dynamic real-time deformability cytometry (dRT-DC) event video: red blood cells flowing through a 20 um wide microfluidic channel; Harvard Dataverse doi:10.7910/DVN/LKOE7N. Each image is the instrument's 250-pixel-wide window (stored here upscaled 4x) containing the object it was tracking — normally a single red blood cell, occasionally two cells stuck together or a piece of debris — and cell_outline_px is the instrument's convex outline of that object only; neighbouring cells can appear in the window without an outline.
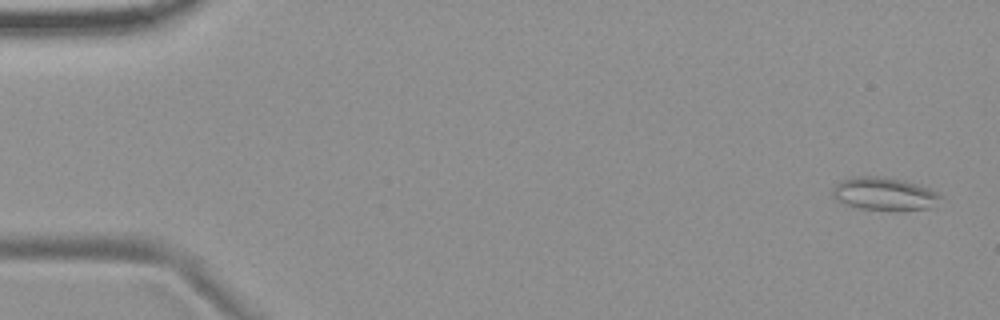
{"species": "common noctule bat (a hibernating species)", "species_latin": "Nyctalus noctula", "temperature_condition": "room temperature", "stored_images_in_passage": 54, "camera_frame_rate_fps": 3000, "um_per_image_px": 0.085, "animal": {"sex": "female", "body_mass_g": 19.9}, "frame": {"image": 1, "passage_image": 2, "time_ms": 0.333, "image_size_px": [1000, 320], "cell_outline_px": [[940, 196], [928, 208], [860, 208], [836, 200], [832, 196], [832, 188], [840, 180], [860, 176], [880, 176], [904, 180], [928, 188], [936, 192]], "centroid_in_image_um": [75.05, 16.42], "position_along_channel_um": 9.9, "area_um2": 19.65}}
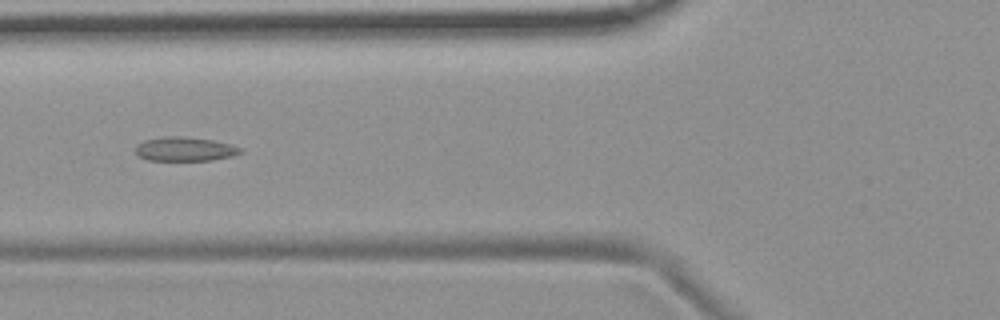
{"frame": {"image": 2, "passage_image": 21, "time_ms": 6.667, "image_size_px": [1000, 320], "cell_outline_px": [[244, 152], [232, 156], [212, 160], [148, 160], [136, 156], [136, 144], [144, 140], [168, 136], [184, 136], [212, 140], [232, 144], [244, 148]], "centroid_in_image_um": [15.74, 12.67], "position_along_channel_um": 110.1, "area_um2": 14.91}}
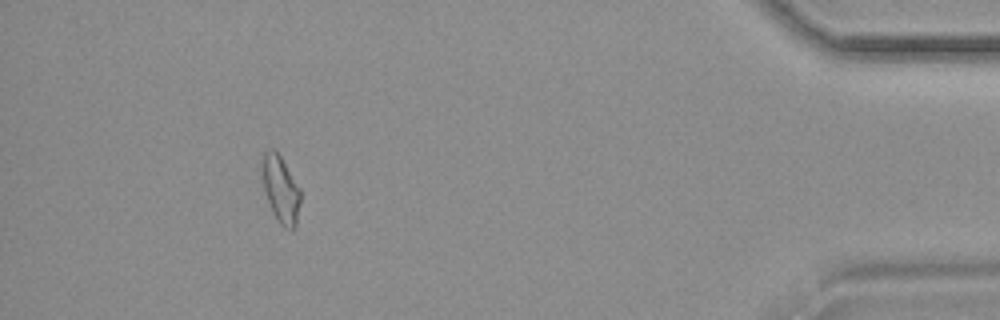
{"frame": {"image": 3, "passage_image": 50, "time_ms": 16.333, "image_size_px": [1000, 320], "cell_outline_px": [[300, 204], [296, 228], [292, 232], [284, 228], [276, 220], [272, 212], [264, 188], [260, 168], [264, 152], [272, 148], [280, 156], [300, 188]], "centroid_in_image_um": [23.86, 16.14], "position_along_channel_um": 411.3, "area_um2": 15.14}, "authors_computed_cell_mechanics": {"area_um2": 15.0569, "velocity_mm_per_s": 3.7153, "shape_relaxation_time_tau1_ms": null, "shape_relaxation_time_tau2_ms": 3.6679, "deformation_change_tau1": null, "deformation_change_tau2": 0.1213}}